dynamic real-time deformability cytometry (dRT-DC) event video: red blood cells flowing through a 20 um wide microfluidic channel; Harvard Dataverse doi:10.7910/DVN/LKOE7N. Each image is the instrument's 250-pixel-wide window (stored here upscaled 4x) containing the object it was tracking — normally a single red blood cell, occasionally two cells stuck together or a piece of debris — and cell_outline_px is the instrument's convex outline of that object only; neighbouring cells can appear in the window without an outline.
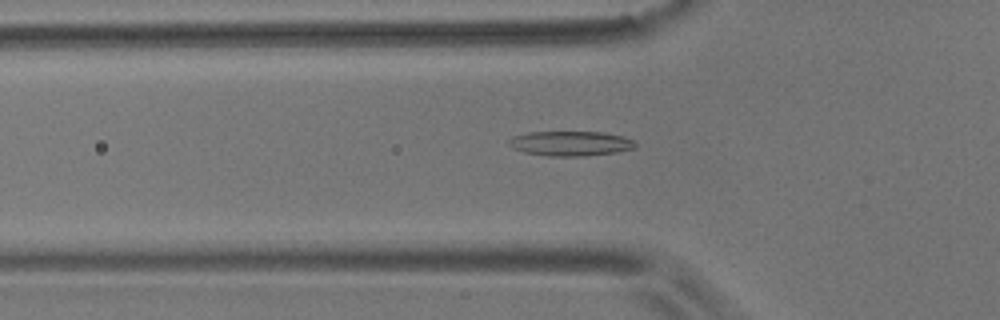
{"species": "common noctule bat (a hibernating species)", "species_latin": "Nyctalus noctula", "temperature_condition": "room temperature", "stored_images_in_passage": 43, "camera_frame_rate_fps": 3000, "um_per_image_px": 0.085, "animal": {"sex": "male", "body_mass_g": 17.9}, "frame": {"image": 1, "passage_image": 6, "time_ms": 1.667, "image_size_px": [1000, 320], "cell_outline_px": [[636, 148], [616, 152], [580, 156], [548, 156], [524, 152], [512, 148], [508, 144], [508, 140], [512, 136], [528, 132], [604, 132], [620, 136], [632, 140], [636, 144]], "centroid_in_image_um": [48.45, 12.19], "position_along_channel_um": 77.4, "area_um2": 18.21}}
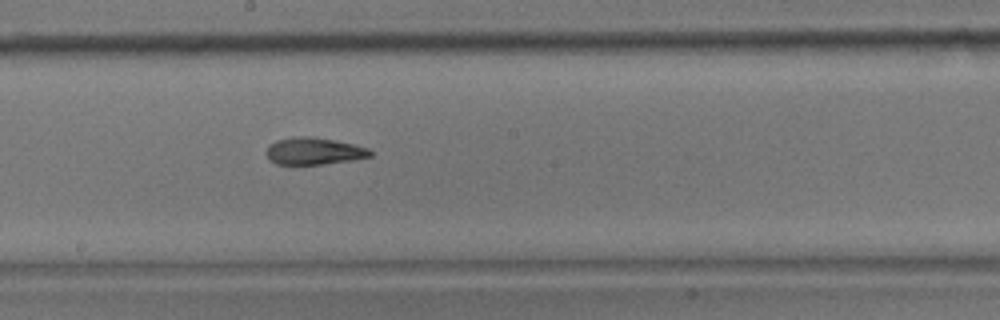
{"frame": {"image": 2, "passage_image": 18, "time_ms": 5.667, "image_size_px": [1000, 320], "cell_outline_px": [[372, 156], [352, 160], [324, 164], [276, 164], [268, 160], [264, 152], [268, 144], [276, 140], [296, 136], [312, 136], [352, 144], [368, 148], [372, 152]], "centroid_in_image_um": [26.61, 12.84], "position_along_channel_um": 221.6, "area_um2": 16.53}}
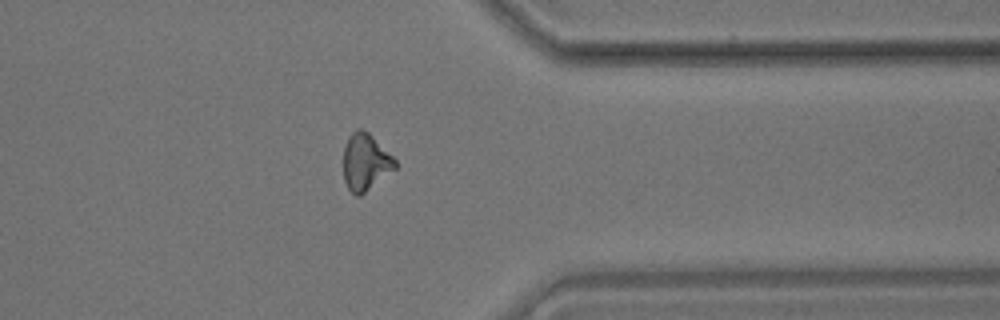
{"frame": {"image": 3, "passage_image": 32, "time_ms": 10.333, "image_size_px": [1000, 320], "cell_outline_px": [[396, 168], [360, 196], [356, 196], [348, 188], [344, 180], [344, 148], [348, 136], [356, 128], [360, 128], [368, 132], [396, 160]], "centroid_in_image_um": [31.05, 13.77], "position_along_channel_um": 380.4, "area_um2": 16.94}, "authors_computed_cell_mechanics": {"area_um2": 16.762, "velocity_mm_per_s": 3.5789, "shape_relaxation_time_tau1_ms": 8.8341, "shape_relaxation_time_tau2_ms": 3.2958, "deformation_change_tau1": 0.2109, "deformation_change_tau2": 0.1083}}